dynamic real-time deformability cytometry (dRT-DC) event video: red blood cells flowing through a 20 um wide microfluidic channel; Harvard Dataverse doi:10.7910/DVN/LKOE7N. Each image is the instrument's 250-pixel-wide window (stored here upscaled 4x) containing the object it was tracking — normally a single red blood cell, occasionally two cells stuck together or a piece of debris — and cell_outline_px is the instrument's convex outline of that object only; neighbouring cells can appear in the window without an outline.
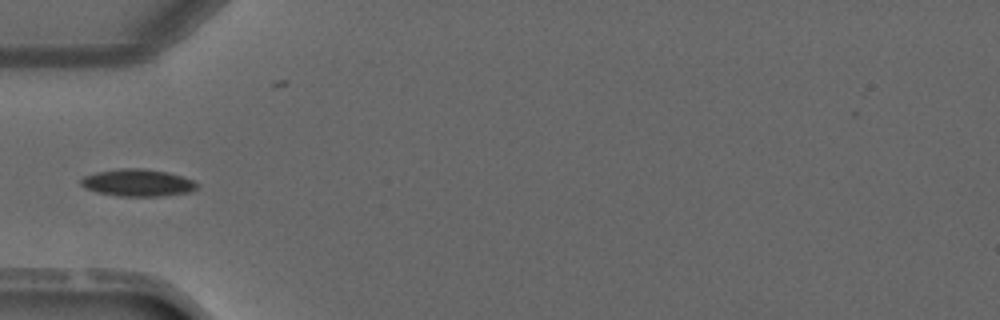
{"species": "common noctule bat (a hibernating species)", "species_latin": "Nyctalus noctula", "temperature_condition": "warm", "stored_images_in_passage": 4, "camera_frame_rate_fps": 3000, "um_per_image_px": 0.085, "animal": {"sex": "male", "forearm_length_mm": 52.5}, "frame": {"image": 1, "passage_image": 4, "time_ms": 3.667, "image_size_px": [1000, 320], "cell_outline_px": [[196, 188], [188, 192], [160, 196], [120, 196], [96, 192], [84, 188], [80, 184], [80, 180], [84, 176], [96, 172], [120, 168], [144, 168], [168, 172], [192, 180], [196, 184]], "centroid_in_image_um": [11.64, 15.52], "position_along_channel_um": 73.4, "area_um2": 18.26}}